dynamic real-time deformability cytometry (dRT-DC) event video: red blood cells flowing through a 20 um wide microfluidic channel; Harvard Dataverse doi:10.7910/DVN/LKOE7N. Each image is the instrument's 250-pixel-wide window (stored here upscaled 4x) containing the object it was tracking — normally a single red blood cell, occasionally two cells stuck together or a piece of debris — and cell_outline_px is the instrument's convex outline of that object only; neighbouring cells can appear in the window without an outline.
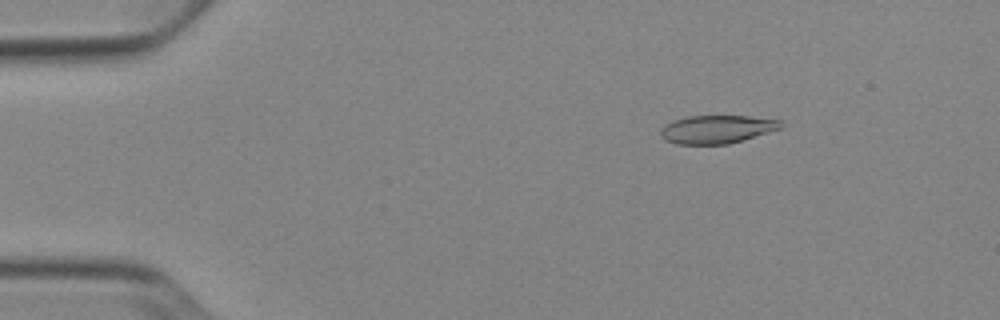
{"species": "Egyptian fruit bat (a non-hibernating species)", "species_latin": "Rousettus aegyptiacus", "temperature_condition": "cold", "stored_images_in_passage": 52, "camera_frame_rate_fps": 3000, "um_per_image_px": 0.085, "animal": {"sex": "female"}, "frame": {"image": 1, "passage_image": 8, "time_ms": 2.333, "image_size_px": [1000, 320], "cell_outline_px": [[784, 124], [780, 128], [744, 140], [728, 144], [676, 144], [664, 140], [660, 136], [660, 128], [672, 120], [688, 116], [748, 116], [780, 120]], "centroid_in_image_um": [60.89, 10.99], "position_along_channel_um": 24.1, "area_um2": 19.83}}
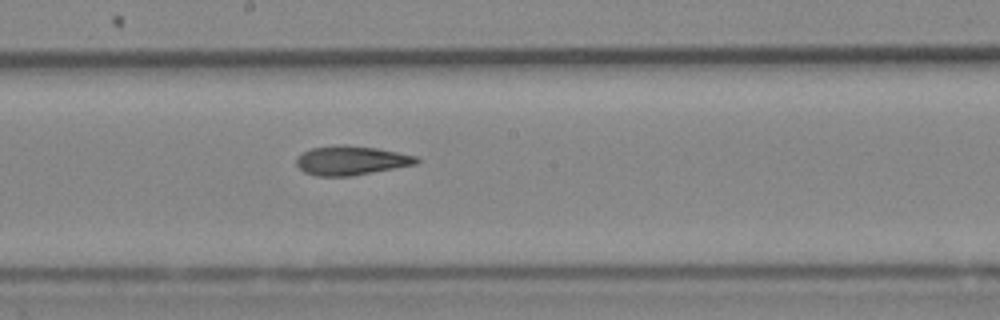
{"frame": {"image": 2, "passage_image": 29, "time_ms": 9.333, "image_size_px": [1000, 320], "cell_outline_px": [[420, 160], [416, 164], [352, 176], [316, 176], [304, 172], [296, 164], [296, 156], [312, 148], [336, 144], [344, 144], [376, 148], [416, 156]], "centroid_in_image_um": [29.81, 13.63], "position_along_channel_um": 218.4, "area_um2": 20.4}}
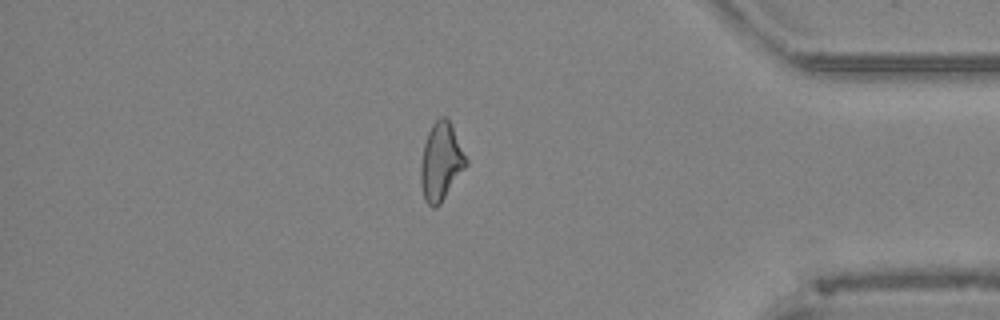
{"frame": {"image": 3, "passage_image": 45, "time_ms": 14.667, "image_size_px": [1000, 320], "cell_outline_px": [[468, 164], [440, 204], [436, 208], [432, 208], [424, 200], [420, 184], [420, 164], [424, 144], [428, 132], [432, 124], [440, 116], [444, 116], [452, 124], [468, 160]], "centroid_in_image_um": [37.48, 13.76], "position_along_channel_um": 397.7, "area_um2": 20.75}, "authors_computed_cell_mechanics": {"area_um2": 20.5768, "velocity_mm_per_s": 3.9105, "shape_relaxation_time_tau1_ms": 10.5441, "shape_relaxation_time_tau2_ms": 3.888, "deformation_change_tau1": 0.2487, "deformation_change_tau2": 0.1379}}